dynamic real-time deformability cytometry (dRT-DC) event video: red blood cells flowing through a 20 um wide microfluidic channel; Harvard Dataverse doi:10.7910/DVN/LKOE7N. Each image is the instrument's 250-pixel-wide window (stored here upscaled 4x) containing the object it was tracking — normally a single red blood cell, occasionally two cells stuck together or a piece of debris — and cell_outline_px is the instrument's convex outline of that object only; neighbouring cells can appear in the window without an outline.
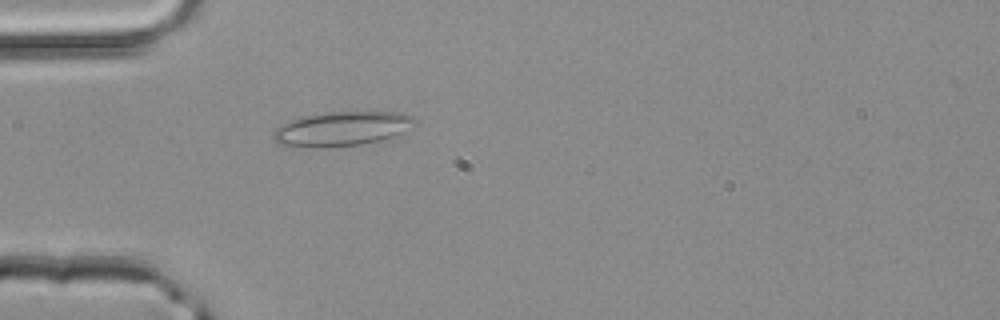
{"species": "common noctule bat (a hibernating species)", "species_latin": "Nyctalus noctula", "temperature_condition": "room temperature", "stored_images_in_passage": 26, "camera_frame_rate_fps": 3000, "um_per_image_px": 0.085, "animal": {"sex": "male", "body_mass_g": 20.4}, "frame": {"image": 1, "passage_image": 1, "time_ms": 0.0, "image_size_px": [1000, 320], "cell_outline_px": [[416, 120], [396, 140], [324, 148], [296, 148], [280, 144], [272, 136], [272, 132], [276, 128], [292, 120], [304, 116], [328, 112], [400, 112], [412, 116]], "centroid_in_image_um": [29.1, 10.98], "position_along_channel_um": 55.9, "area_um2": 28.96}}
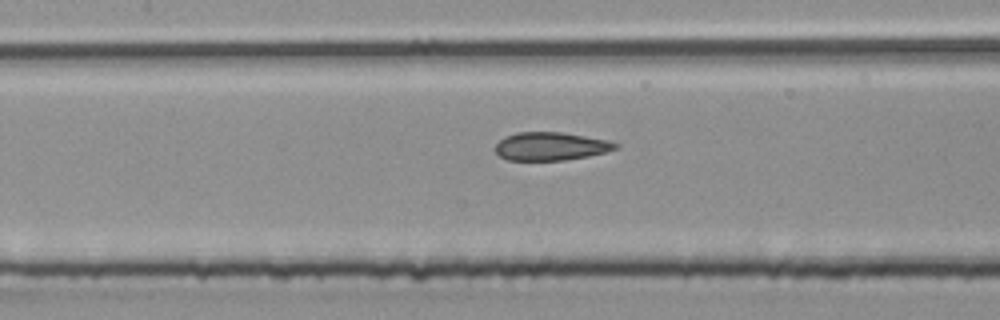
{"frame": {"image": 2, "passage_image": 9, "time_ms": 2.667, "image_size_px": [1000, 320], "cell_outline_px": [[620, 148], [608, 152], [588, 156], [564, 160], [508, 160], [500, 156], [496, 152], [496, 144], [504, 136], [516, 132], [560, 132], [608, 140], [620, 144]], "centroid_in_image_um": [46.85, 12.43], "position_along_channel_um": 160.6, "area_um2": 19.83}}
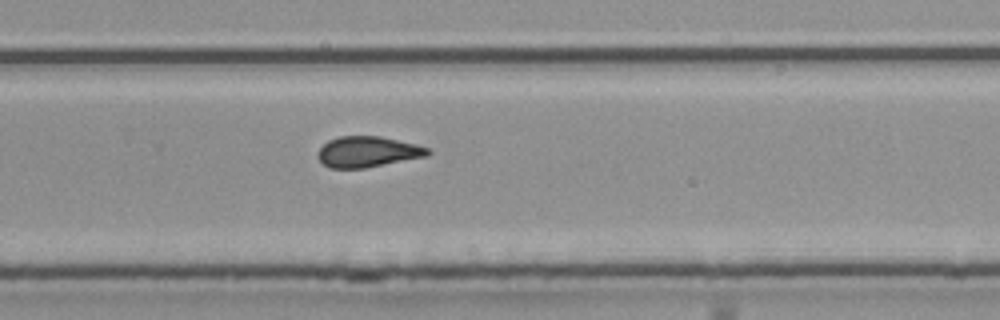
{"frame": {"image": 3, "passage_image": 19, "time_ms": 6.0, "image_size_px": [1000, 320], "cell_outline_px": [[432, 152], [428, 156], [364, 168], [328, 168], [316, 156], [320, 148], [328, 140], [340, 136], [380, 136], [416, 144], [428, 148]], "centroid_in_image_um": [31.25, 12.9], "position_along_channel_um": 298.5, "area_um2": 19.71}, "authors_computed_cell_mechanics": {"area_um2": 20.0855, "velocity_mm_per_s": 4.1576, "shape_relaxation_time_tau1_ms": null, "shape_relaxation_time_tau2_ms": 1.3324, "deformation_change_tau1": null, "deformation_change_tau2": 0.1021}}